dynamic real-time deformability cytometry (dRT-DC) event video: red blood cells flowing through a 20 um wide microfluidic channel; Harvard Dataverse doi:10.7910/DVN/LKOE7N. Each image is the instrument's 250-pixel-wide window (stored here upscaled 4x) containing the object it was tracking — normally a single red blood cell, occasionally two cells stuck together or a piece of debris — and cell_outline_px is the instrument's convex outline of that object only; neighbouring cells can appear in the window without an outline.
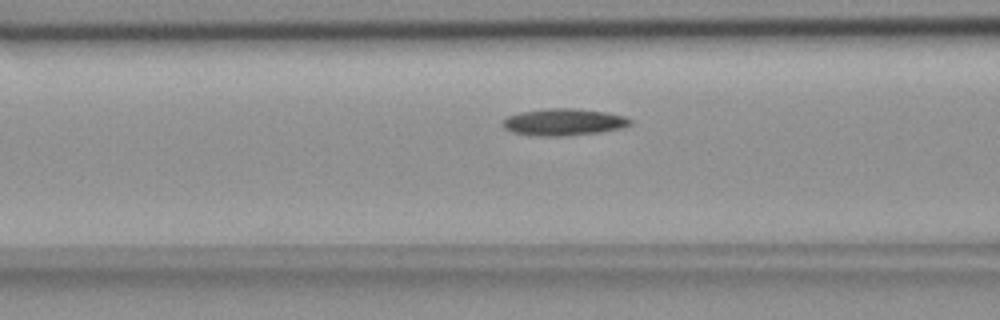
{"species": "common noctule bat (a hibernating species)", "species_latin": "Nyctalus noctula", "temperature_condition": "room temperature", "stored_images_in_passage": 47, "camera_frame_rate_fps": 3000, "um_per_image_px": 0.085, "animal": {"sex": "female", "body_mass_g": 18.4}, "frame": {"image": 1, "passage_image": 14, "time_ms": 4.333, "image_size_px": [1000, 320], "cell_outline_px": [[632, 124], [620, 128], [600, 132], [568, 136], [536, 136], [512, 132], [504, 128], [500, 124], [508, 116], [520, 112], [544, 108], [576, 108], [608, 112], [624, 116], [632, 120]], "centroid_in_image_um": [47.9, 10.37], "position_along_channel_um": 118.7, "area_um2": 20.23}}
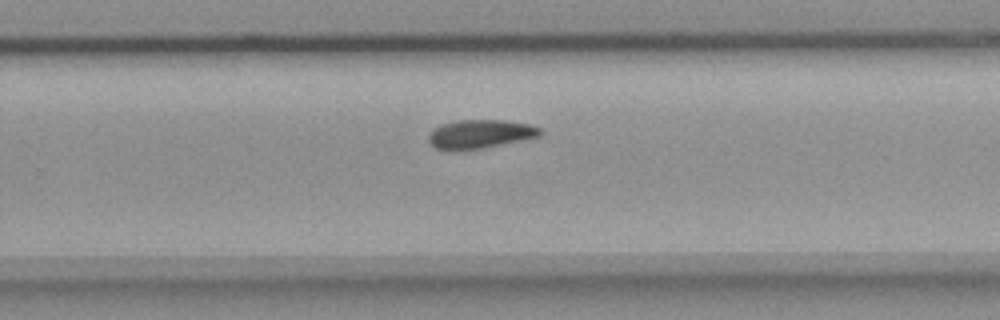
{"frame": {"image": 2, "passage_image": 28, "time_ms": 9.0, "image_size_px": [1000, 320], "cell_outline_px": [[540, 136], [524, 140], [484, 148], [456, 152], [448, 152], [436, 148], [428, 140], [428, 132], [432, 128], [456, 120], [504, 120], [532, 124], [540, 128]], "centroid_in_image_um": [40.77, 11.42], "position_along_channel_um": 289.0, "area_um2": 19.19}}
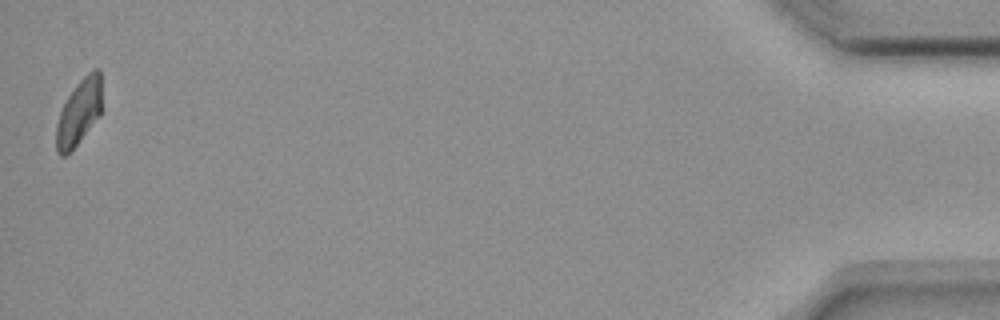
{"frame": {"image": 3, "passage_image": 47, "time_ms": 15.333, "image_size_px": [1000, 320], "cell_outline_px": [[100, 116], [76, 144], [64, 156], [60, 156], [56, 152], [56, 124], [60, 112], [68, 96], [76, 84], [92, 68], [96, 68], [100, 72]], "centroid_in_image_um": [6.69, 9.54], "position_along_channel_um": 428.5, "area_um2": 17.11}, "authors_computed_cell_mechanics": {"area_um2": 19.0162, "velocity_mm_per_s": 3.6634, "shape_relaxation_time_tau1_ms": 5.2617, "shape_relaxation_time_tau2_ms": null, "deformation_change_tau1": 0.1216, "deformation_change_tau2": null}}